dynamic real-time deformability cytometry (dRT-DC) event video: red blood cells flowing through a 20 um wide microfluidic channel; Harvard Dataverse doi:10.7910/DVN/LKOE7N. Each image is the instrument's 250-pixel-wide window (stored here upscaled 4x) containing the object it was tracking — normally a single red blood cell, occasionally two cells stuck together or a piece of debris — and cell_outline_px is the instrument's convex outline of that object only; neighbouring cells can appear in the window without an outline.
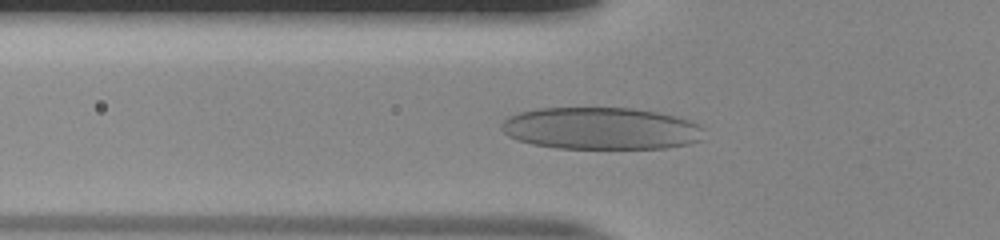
{"species": "human", "species_latin": "Homo sapiens", "temperature_condition": "room temperature", "stored_images_in_passage": 52, "camera_frame_rate_fps": 3000, "um_per_image_px": 0.085, "donor": {"sex": "male"}, "frame": {"image": 1, "passage_image": 18, "time_ms": 5.667, "image_size_px": [1000, 240], "cell_outline_px": [[704, 128], [700, 140], [688, 144], [664, 148], [556, 148], [532, 144], [516, 140], [508, 136], [500, 128], [500, 124], [508, 116], [520, 112], [536, 108], [632, 108], [656, 112], [676, 116], [700, 124]], "centroid_in_image_um": [51.05, 10.91], "position_along_channel_um": 74.8, "area_um2": 49.88}}
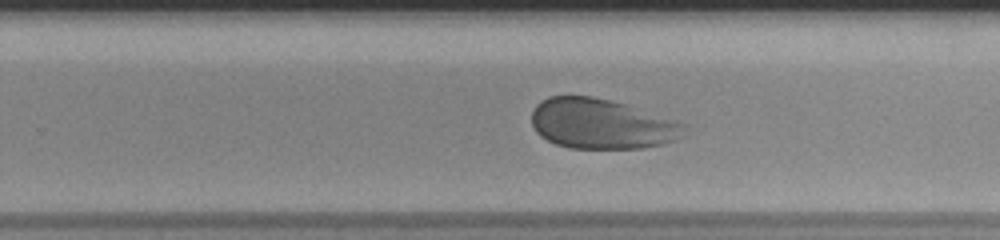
{"frame": {"image": 2, "passage_image": 34, "time_ms": 11.0, "image_size_px": [1000, 240], "cell_outline_px": [[684, 124], [676, 140], [644, 148], [568, 148], [556, 144], [540, 136], [536, 132], [532, 124], [532, 112], [536, 104], [540, 100], [548, 96], [592, 96], [628, 104], [676, 120]], "centroid_in_image_um": [51.07, 10.51], "position_along_channel_um": 278.7, "area_um2": 44.45}}
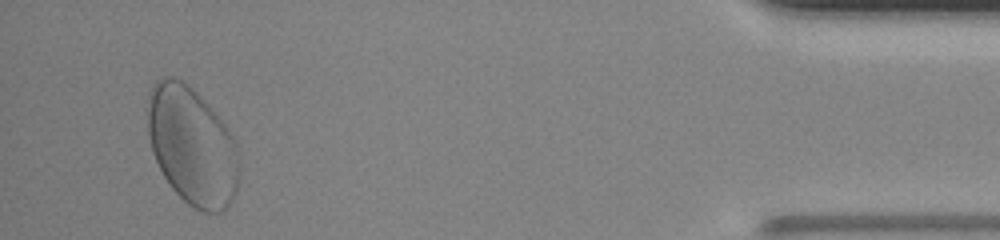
{"frame": {"image": 3, "passage_image": 50, "time_ms": 16.333, "image_size_px": [1000, 240], "cell_outline_px": [[240, 180], [236, 192], [232, 200], [220, 212], [204, 212], [188, 204], [172, 188], [164, 176], [152, 152], [148, 136], [144, 108], [148, 92], [152, 84], [156, 80], [164, 76], [172, 76], [184, 80], [204, 100], [228, 128], [240, 152]], "centroid_in_image_um": [16.3, 12.35], "position_along_channel_um": 418.9, "area_um2": 64.16}}